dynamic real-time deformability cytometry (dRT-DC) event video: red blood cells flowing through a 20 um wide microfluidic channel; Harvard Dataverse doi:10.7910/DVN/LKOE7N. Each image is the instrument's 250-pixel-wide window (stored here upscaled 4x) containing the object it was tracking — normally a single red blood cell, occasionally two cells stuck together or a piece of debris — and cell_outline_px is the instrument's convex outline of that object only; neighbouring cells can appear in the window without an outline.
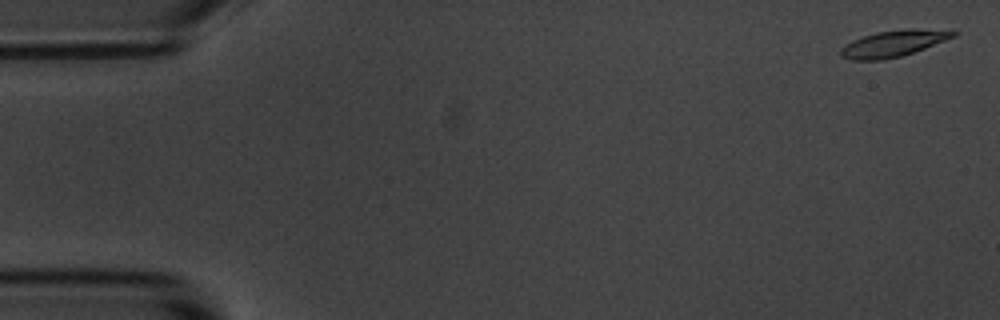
{"species": "common noctule bat (a hibernating species)", "species_latin": "Nyctalus noctula", "temperature_condition": "room temperature", "stored_images_in_passage": 6, "camera_frame_rate_fps": 3000, "um_per_image_px": 0.085, "animal": {"sex": "male", "body_mass_g": 20.1, "forearm_length_mm": 53.5}, "frame": {"image": 1, "passage_image": 1, "time_ms": 0.0, "image_size_px": [1000, 320], "cell_outline_px": [[960, 32], [956, 36], [924, 48], [900, 56], [884, 60], [852, 60], [840, 56], [840, 48], [844, 44], [852, 40], [876, 32], [904, 28], [916, 28]], "centroid_in_image_um": [75.89, 3.69], "position_along_channel_um": 9.1, "area_um2": 17.28}}
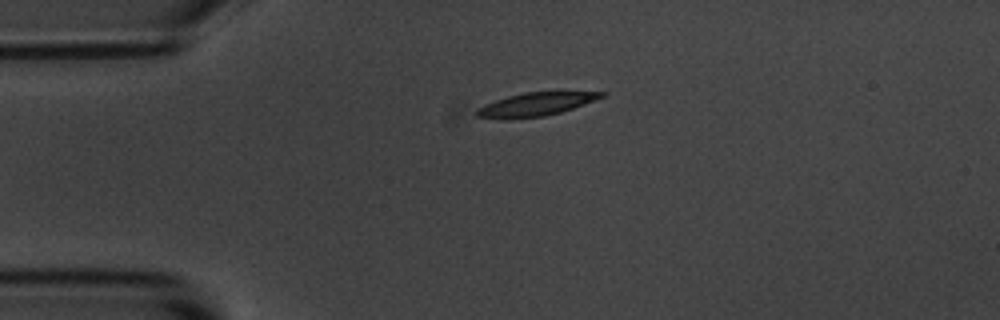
{"frame": {"image": 2, "passage_image": 4, "time_ms": 3.667, "image_size_px": [1000, 320], "cell_outline_px": [[608, 92], [604, 96], [584, 104], [560, 112], [544, 116], [512, 120], [504, 120], [476, 116], [476, 108], [484, 104], [508, 96], [524, 92]], "centroid_in_image_um": [45.46, 8.89], "position_along_channel_um": 39.5, "area_um2": 16.99}}